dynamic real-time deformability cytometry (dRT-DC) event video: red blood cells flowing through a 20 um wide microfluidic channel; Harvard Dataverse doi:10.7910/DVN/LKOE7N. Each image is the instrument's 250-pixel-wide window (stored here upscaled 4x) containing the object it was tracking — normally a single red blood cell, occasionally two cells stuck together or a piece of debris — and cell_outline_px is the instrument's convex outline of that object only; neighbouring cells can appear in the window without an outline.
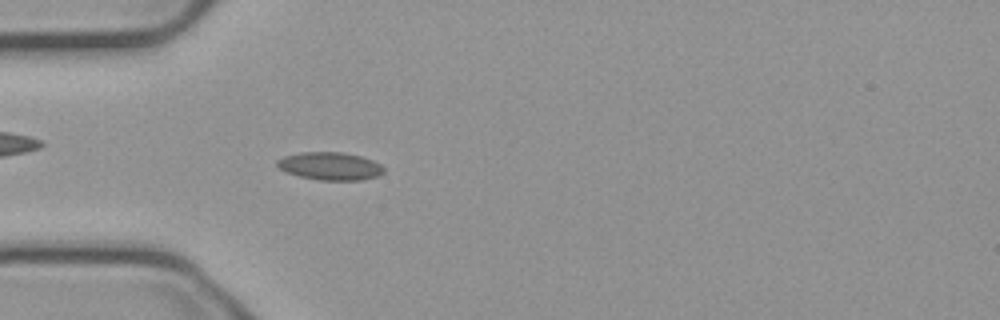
{"species": "common noctule bat (a hibernating species)", "species_latin": "Nyctalus noctula", "temperature_condition": "cold", "stored_images_in_passage": 52, "camera_frame_rate_fps": 3000, "um_per_image_px": 0.085, "animal": {"sex": "male", "body_mass_g": 23.1, "forearm_length_mm": 52.7}, "frame": {"image": 1, "passage_image": 13, "time_ms": 4.0, "image_size_px": [1000, 320], "cell_outline_px": [[384, 172], [376, 176], [364, 180], [320, 180], [300, 176], [284, 172], [276, 164], [276, 160], [284, 156], [300, 152], [344, 152], [360, 156], [372, 160], [380, 164], [384, 168]], "centroid_in_image_um": [28.04, 14.11], "position_along_channel_um": 57.0, "area_um2": 17.34}}
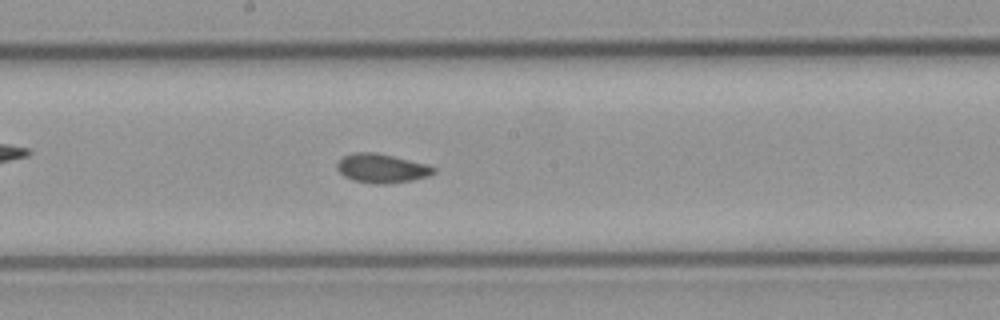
{"frame": {"image": 2, "passage_image": 26, "time_ms": 8.333, "image_size_px": [1000, 320], "cell_outline_px": [[436, 172], [428, 176], [412, 180], [388, 184], [372, 184], [352, 180], [344, 176], [336, 168], [336, 164], [344, 156], [356, 152], [376, 152], [424, 164], [436, 168]], "centroid_in_image_um": [32.42, 14.32], "position_along_channel_um": 215.8, "area_um2": 16.24}}
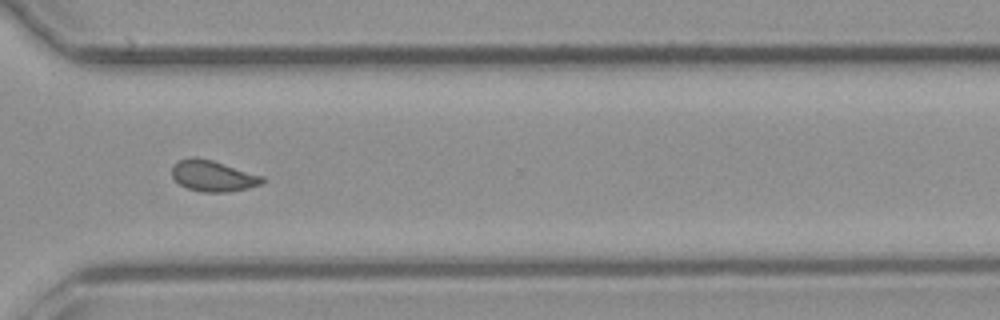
{"frame": {"image": 3, "passage_image": 37, "time_ms": 12.0, "image_size_px": [1000, 320], "cell_outline_px": [[268, 180], [260, 184], [248, 188], [228, 192], [200, 192], [188, 188], [180, 184], [172, 176], [172, 164], [180, 160], [192, 156], [196, 156], [212, 160], [264, 176]], "centroid_in_image_um": [18.12, 14.95], "position_along_channel_um": 352.5, "area_um2": 16.47}, "authors_computed_cell_mechanics": {"area_um2": 16.2707, "velocity_mm_per_s": 3.75, "shape_relaxation_time_tau1_ms": null, "shape_relaxation_time_tau2_ms": 2.0521, "deformation_change_tau1": null, "deformation_change_tau2": 0.063}}